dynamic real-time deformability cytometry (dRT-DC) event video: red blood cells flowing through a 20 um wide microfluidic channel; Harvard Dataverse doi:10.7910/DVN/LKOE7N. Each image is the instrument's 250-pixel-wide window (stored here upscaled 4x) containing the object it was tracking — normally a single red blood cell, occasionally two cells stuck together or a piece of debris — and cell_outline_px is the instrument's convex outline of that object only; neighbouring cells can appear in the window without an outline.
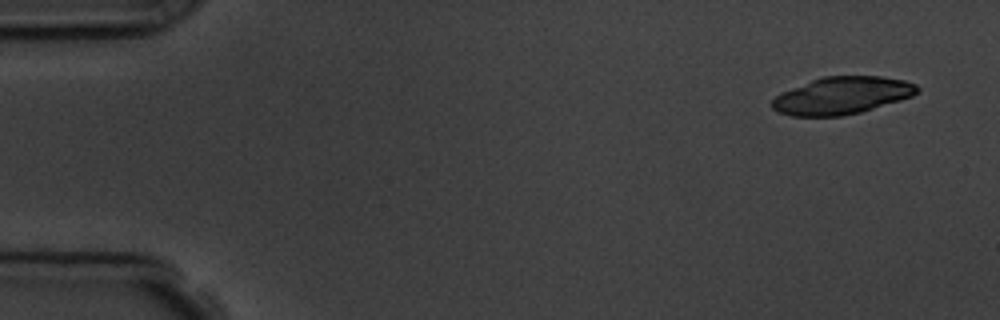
{"species": "common noctule bat (a hibernating species)", "species_latin": "Nyctalus noctula", "temperature_condition": "room temperature", "stored_images_in_passage": 6, "camera_frame_rate_fps": 3000, "um_per_image_px": 0.085, "animal": {"sex": "male", "body_mass_g": 19.5, "forearm_length_mm": 54.6}, "frame": {"image": 1, "passage_image": 1, "time_ms": 0.0, "image_size_px": [1000, 320], "cell_outline_px": [[920, 92], [912, 96], [900, 100], [860, 112], [844, 116], [792, 116], [780, 112], [772, 108], [772, 100], [780, 92], [812, 80], [824, 76], [880, 76], [904, 80], [916, 84], [920, 88]], "centroid_in_image_um": [71.58, 8.12], "position_along_channel_um": 13.4, "area_um2": 31.5}}